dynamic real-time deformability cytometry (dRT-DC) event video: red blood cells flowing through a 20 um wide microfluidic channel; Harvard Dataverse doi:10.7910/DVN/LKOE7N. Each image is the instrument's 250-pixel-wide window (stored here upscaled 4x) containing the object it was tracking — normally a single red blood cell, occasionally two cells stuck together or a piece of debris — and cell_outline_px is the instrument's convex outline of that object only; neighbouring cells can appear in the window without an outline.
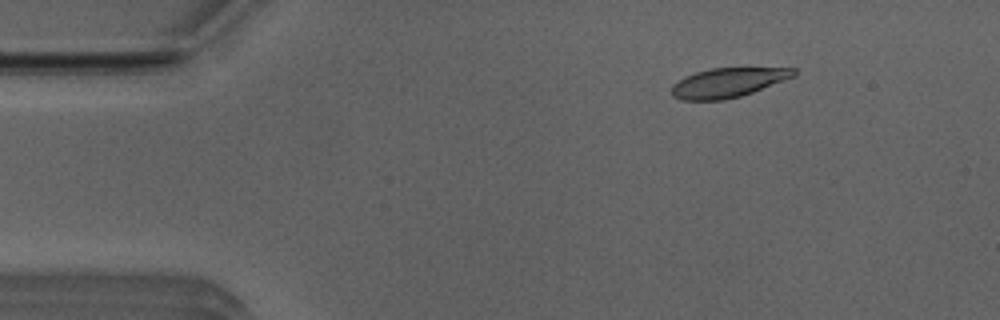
{"species": "Egyptian fruit bat (a non-hibernating species)", "species_latin": "Rousettus aegyptiacus", "temperature_condition": "room temperature", "stored_images_in_passage": 42, "camera_frame_rate_fps": 3000, "um_per_image_px": 0.085, "animal": {"sex": "male"}, "frame": {"image": 1, "passage_image": 5, "time_ms": 1.333, "image_size_px": [1000, 320], "cell_outline_px": [[796, 76], [752, 92], [740, 96], [724, 100], [680, 100], [672, 96], [672, 84], [684, 76], [696, 72], [712, 68], [796, 68]], "centroid_in_image_um": [61.85, 7.02], "position_along_channel_um": 23.1, "area_um2": 20.92}}
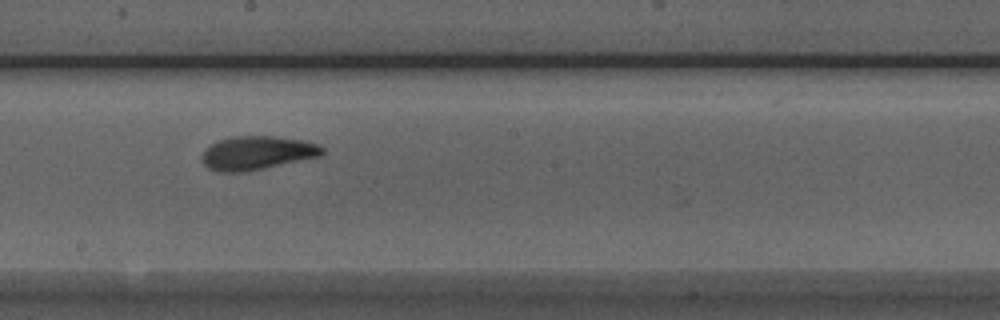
{"frame": {"image": 2, "passage_image": 26, "time_ms": 8.333, "image_size_px": [1000, 320], "cell_outline_px": [[324, 152], [320, 156], [248, 172], [216, 172], [208, 168], [200, 160], [200, 156], [204, 148], [216, 140], [232, 136], [276, 136], [304, 140], [316, 144], [324, 148]], "centroid_in_image_um": [21.78, 13.0], "position_along_channel_um": 226.4, "area_um2": 24.1}}
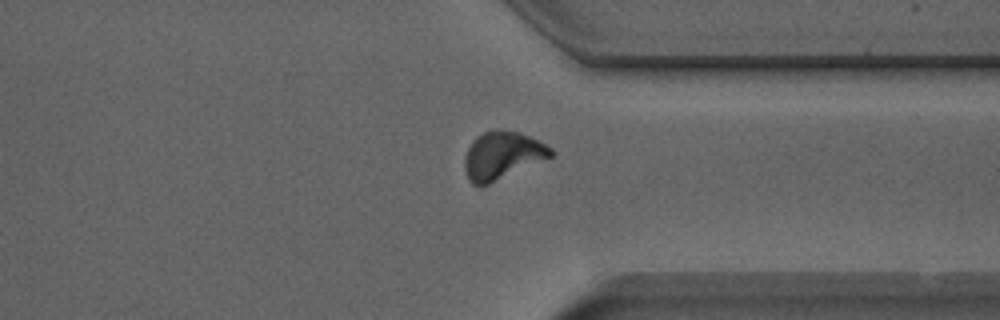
{"frame": {"image": 3, "passage_image": 37, "time_ms": 12.0, "image_size_px": [1000, 320], "cell_outline_px": [[556, 152], [552, 156], [480, 188], [472, 184], [468, 180], [464, 168], [464, 160], [468, 148], [472, 140], [476, 136], [484, 132], [500, 128], [520, 132], [552, 148]], "centroid_in_image_um": [42.65, 13.22], "position_along_channel_um": 368.7, "area_um2": 24.1}}